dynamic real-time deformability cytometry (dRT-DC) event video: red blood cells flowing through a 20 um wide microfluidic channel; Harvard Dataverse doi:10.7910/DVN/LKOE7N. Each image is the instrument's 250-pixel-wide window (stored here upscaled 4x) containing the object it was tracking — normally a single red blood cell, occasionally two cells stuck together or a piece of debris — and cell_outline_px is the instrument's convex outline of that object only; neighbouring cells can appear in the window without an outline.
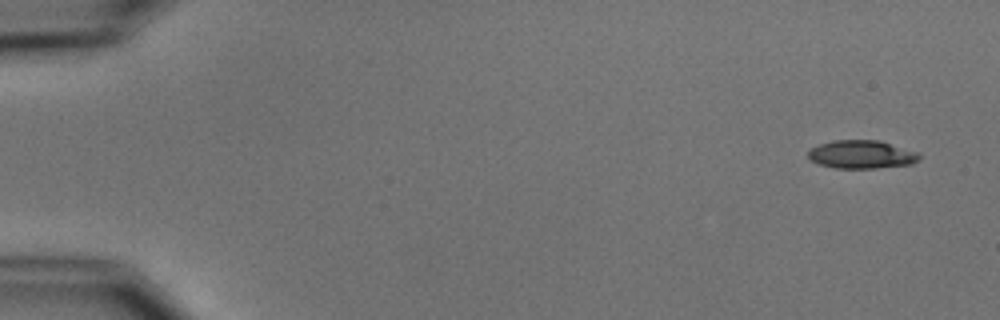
{"species": "common noctule bat (a hibernating species)", "species_latin": "Nyctalus noctula", "temperature_condition": "cold", "stored_images_in_passage": 4, "camera_frame_rate_fps": 3000, "um_per_image_px": 0.085, "animal": {"sex": "male", "body_mass_g": 15.6}, "frame": {"image": 1, "passage_image": 1, "time_ms": 0.0, "image_size_px": [1000, 320], "cell_outline_px": [[920, 160], [912, 164], [876, 168], [836, 168], [820, 164], [812, 160], [808, 156], [808, 148], [820, 144], [836, 140], [880, 140], [920, 152]], "centroid_in_image_um": [73.28, 13.12], "position_along_channel_um": 11.7, "area_um2": 18.44}}